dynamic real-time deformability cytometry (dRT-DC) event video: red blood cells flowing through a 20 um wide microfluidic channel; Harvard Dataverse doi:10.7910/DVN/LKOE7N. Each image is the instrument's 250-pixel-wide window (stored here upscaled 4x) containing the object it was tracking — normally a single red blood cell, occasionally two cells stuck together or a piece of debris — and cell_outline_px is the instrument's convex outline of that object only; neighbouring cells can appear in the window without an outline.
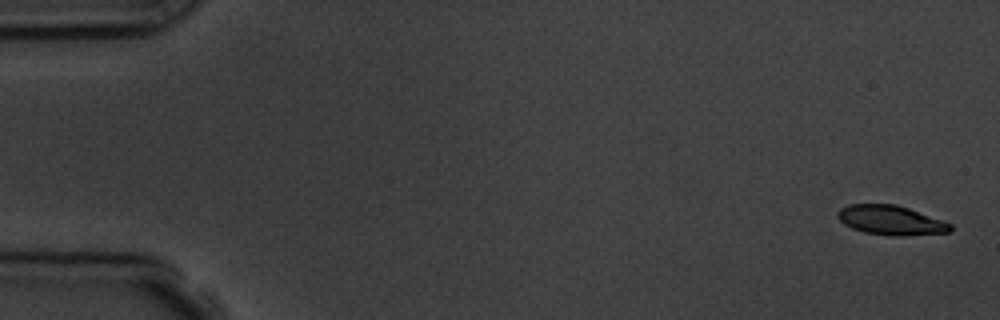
{"species": "common noctule bat (a hibernating species)", "species_latin": "Nyctalus noctula", "temperature_condition": "room temperature", "stored_images_in_passage": 4, "camera_frame_rate_fps": 3000, "um_per_image_px": 0.085, "animal": {"sex": "male", "body_mass_g": 19.5, "forearm_length_mm": 54.6}, "frame": {"image": 1, "passage_image": 1, "time_ms": 0.0, "image_size_px": [1000, 320], "cell_outline_px": [[952, 228], [948, 232], [900, 236], [892, 236], [864, 232], [852, 228], [844, 224], [836, 216], [836, 212], [840, 208], [848, 204], [896, 204], [908, 208], [952, 224]], "centroid_in_image_um": [75.66, 18.71], "position_along_channel_um": 9.3, "area_um2": 19.25}}
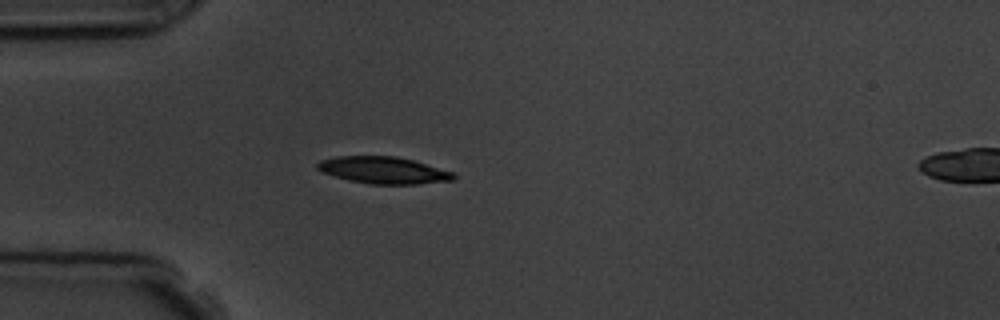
{"frame": {"image": 2, "passage_image": 4, "time_ms": 4.667, "image_size_px": [1000, 320], "cell_outline_px": [[456, 176], [452, 180], [416, 184], [372, 184], [348, 180], [320, 172], [316, 168], [316, 164], [320, 160], [336, 156], [396, 156], [412, 160], [452, 172]], "centroid_in_image_um": [32.52, 14.46], "position_along_channel_um": 52.5, "area_um2": 21.21}}